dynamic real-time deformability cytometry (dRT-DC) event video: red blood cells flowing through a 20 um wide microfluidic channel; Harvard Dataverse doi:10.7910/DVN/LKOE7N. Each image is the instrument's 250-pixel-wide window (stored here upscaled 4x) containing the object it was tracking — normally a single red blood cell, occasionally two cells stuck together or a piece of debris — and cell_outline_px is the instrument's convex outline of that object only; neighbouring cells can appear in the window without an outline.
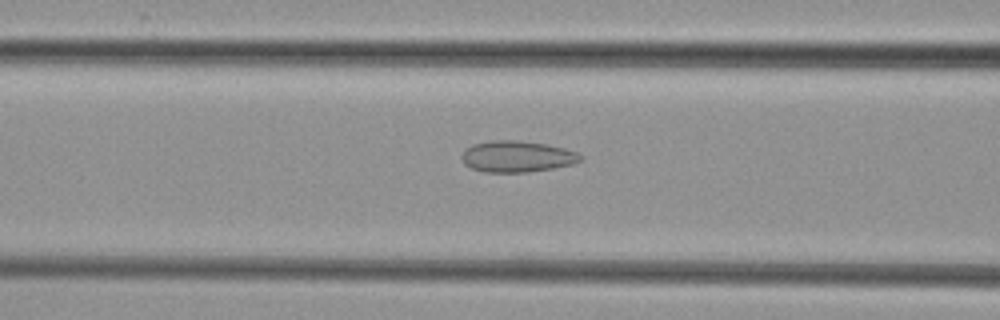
{"species": "common noctule bat (a hibernating species)", "species_latin": "Nyctalus noctula", "temperature_condition": "cold", "stored_images_in_passage": 6, "camera_frame_rate_fps": 3000, "um_per_image_px": 0.085, "animal": {"sex": "female", "body_mass_g": 29.2, "forearm_length_mm": 56.3}, "frame": {"image": 1, "passage_image": 6, "time_ms": 7.333, "image_size_px": [1000, 320], "cell_outline_px": [[584, 156], [580, 160], [572, 164], [552, 168], [528, 172], [484, 172], [472, 168], [464, 164], [460, 156], [464, 148], [472, 144], [492, 140], [520, 140], [548, 144], [564, 148], [576, 152]], "centroid_in_image_um": [43.91, 13.29], "position_along_channel_um": 122.7, "area_um2": 21.85}}